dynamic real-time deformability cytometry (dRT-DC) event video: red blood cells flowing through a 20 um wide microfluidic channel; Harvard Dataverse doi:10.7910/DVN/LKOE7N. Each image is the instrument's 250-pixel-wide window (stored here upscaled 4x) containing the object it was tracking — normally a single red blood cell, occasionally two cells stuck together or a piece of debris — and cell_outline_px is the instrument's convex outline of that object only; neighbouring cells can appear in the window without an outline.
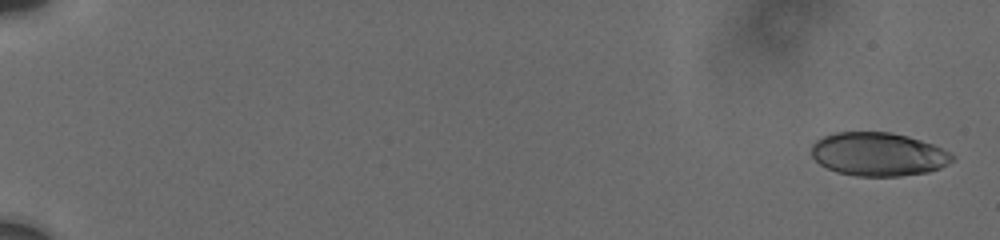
{"species": "human", "species_latin": "Homo sapiens", "temperature_condition": "cold", "stored_images_in_passage": 42, "camera_frame_rate_fps": 3000, "um_per_image_px": 0.085, "donor": {"sex": "male"}, "frame": {"image": 1, "passage_image": 1, "time_ms": 0.0, "image_size_px": [1000, 240], "cell_outline_px": [[956, 156], [948, 164], [940, 168], [928, 172], [900, 176], [856, 176], [836, 172], [820, 164], [812, 156], [812, 144], [816, 140], [824, 136], [836, 132], [888, 132], [908, 136], [932, 144]], "centroid_in_image_um": [74.65, 13.11], "position_along_channel_um": 10.4, "area_um2": 35.6}}
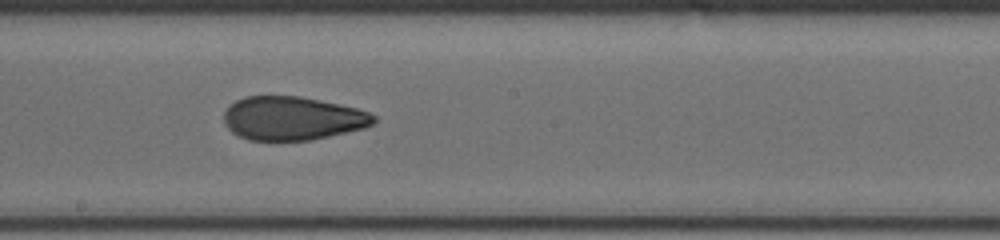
{"frame": {"image": 2, "passage_image": 23, "time_ms": 11.0, "image_size_px": [1000, 240], "cell_outline_px": [[376, 120], [372, 124], [364, 128], [312, 140], [248, 140], [232, 132], [224, 124], [224, 112], [236, 100], [244, 96], [300, 96], [340, 104], [356, 108], [368, 112], [376, 116]], "centroid_in_image_um": [24.86, 10.05], "position_along_channel_um": 223.3, "area_um2": 38.03}}
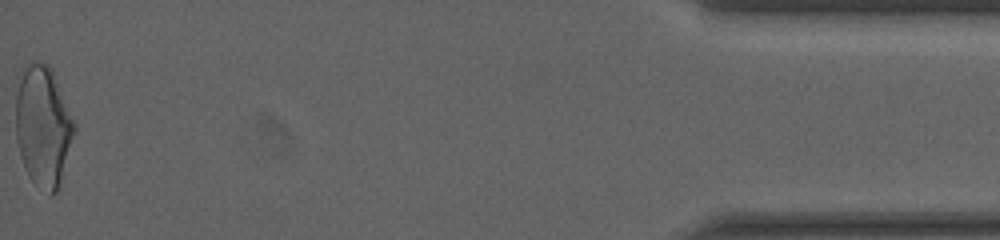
{"frame": {"image": 3, "passage_image": 42, "time_ms": 18.667, "image_size_px": [1000, 240], "cell_outline_px": [[76, 128], [60, 180], [56, 192], [52, 196], [32, 180], [28, 176], [24, 168], [16, 140], [16, 96], [20, 68], [24, 64], [32, 60], [44, 64], [52, 68], [76, 124]], "centroid_in_image_um": [3.64, 10.65], "position_along_channel_um": 431.6, "area_um2": 41.27}, "authors_computed_cell_mechanics": {"area_um2": 38.4081, "velocity_mm_per_s": 3.7621, "shape_relaxation_time_tau1_ms": 8.0974, "shape_relaxation_time_tau2_ms": 1.683, "deformation_change_tau1": 0.1749, "deformation_change_tau2": 0.0815}}